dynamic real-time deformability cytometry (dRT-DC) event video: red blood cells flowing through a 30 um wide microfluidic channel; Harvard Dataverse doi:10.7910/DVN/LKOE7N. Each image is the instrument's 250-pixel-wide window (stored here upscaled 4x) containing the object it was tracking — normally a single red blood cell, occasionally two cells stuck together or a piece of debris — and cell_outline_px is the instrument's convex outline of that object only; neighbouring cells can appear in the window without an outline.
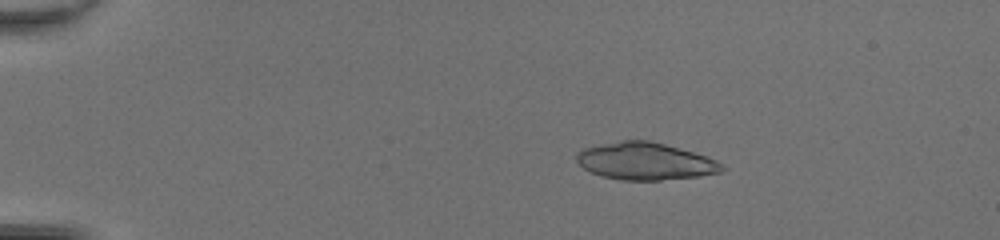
{"species": "common noctule bat (a hibernating species)", "species_latin": "Nyctalus noctula", "temperature_condition": "room temperature", "stored_images_in_passage": 49, "camera_frame_rate_fps": 3000, "um_per_image_px": 0.085, "animal": {"sex": "female", "body_mass_g": 20.0, "forearm_length_mm": 54.0}, "frame": {"image": 1, "passage_image": 10, "time_ms": 3.0, "image_size_px": [1000, 240], "cell_outline_px": [[728, 168], [720, 172], [700, 176], [660, 180], [624, 180], [604, 176], [592, 172], [584, 168], [576, 160], [576, 152], [584, 148], [620, 140], [648, 140], [664, 144], [708, 156], [724, 164]], "centroid_in_image_um": [54.89, 13.7], "position_along_channel_um": 30.1, "area_um2": 31.5}}